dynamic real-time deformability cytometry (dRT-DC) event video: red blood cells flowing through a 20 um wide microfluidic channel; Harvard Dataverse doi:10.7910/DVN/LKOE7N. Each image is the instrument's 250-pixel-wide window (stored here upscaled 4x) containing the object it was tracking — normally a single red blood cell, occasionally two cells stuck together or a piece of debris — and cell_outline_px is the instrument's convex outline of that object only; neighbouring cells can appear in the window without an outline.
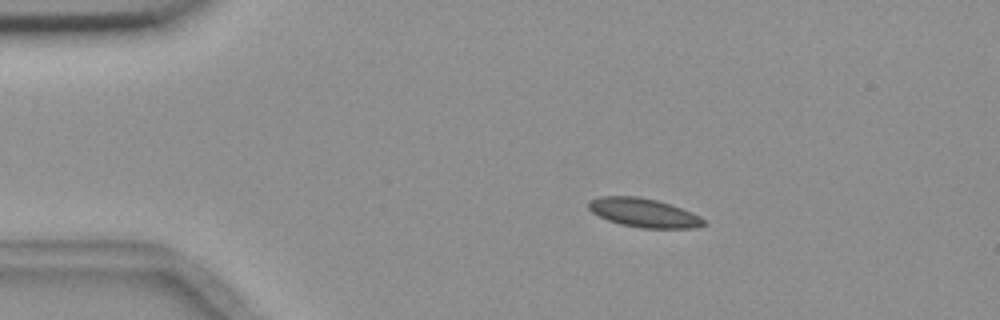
{"species": "common noctule bat (a hibernating species)", "species_latin": "Nyctalus noctula", "temperature_condition": "room temperature", "stored_images_in_passage": 5, "camera_frame_rate_fps": 3000, "um_per_image_px": 0.085, "animal": {"sex": "female", "body_mass_g": 18.4}, "frame": {"image": 1, "passage_image": 2, "time_ms": 1.333, "image_size_px": [1000, 320], "cell_outline_px": [[708, 224], [696, 228], [640, 228], [620, 224], [608, 220], [592, 212], [588, 208], [588, 200], [600, 196], [640, 196], [656, 200], [692, 212], [700, 216]], "centroid_in_image_um": [54.71, 18.09], "position_along_channel_um": 30.3, "area_um2": 19.42}}
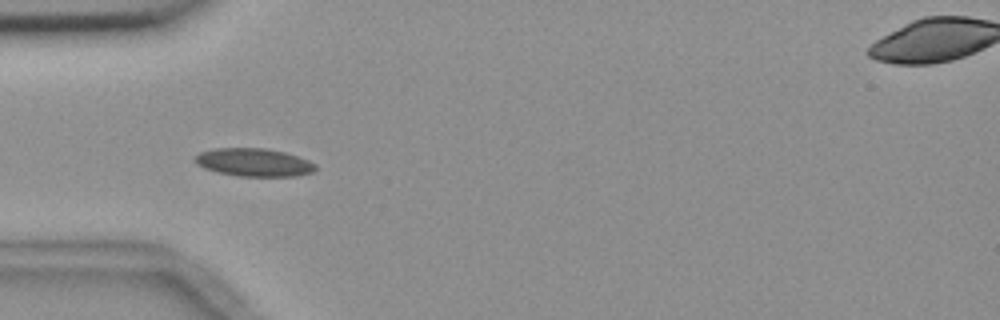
{"frame": {"image": 2, "passage_image": 4, "time_ms": 3.667, "image_size_px": [1000, 320], "cell_outline_px": [[316, 168], [312, 172], [296, 176], [236, 176], [216, 172], [204, 168], [196, 164], [192, 160], [200, 152], [216, 148], [264, 148], [284, 152], [308, 160], [316, 164]], "centroid_in_image_um": [21.54, 13.8], "position_along_channel_um": 63.5, "area_um2": 19.71}}